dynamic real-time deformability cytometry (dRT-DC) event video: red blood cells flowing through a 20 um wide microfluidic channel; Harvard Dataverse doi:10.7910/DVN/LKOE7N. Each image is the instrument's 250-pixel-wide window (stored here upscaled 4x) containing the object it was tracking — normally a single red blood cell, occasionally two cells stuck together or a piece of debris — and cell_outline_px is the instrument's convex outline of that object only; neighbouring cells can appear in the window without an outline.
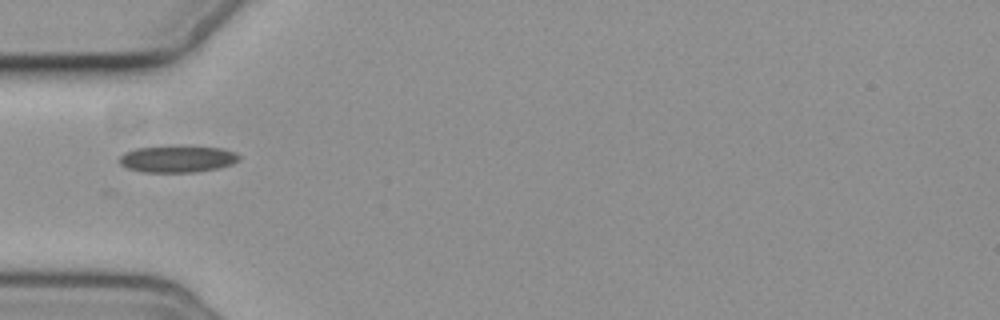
{"species": "common noctule bat (a hibernating species)", "species_latin": "Nyctalus noctula", "temperature_condition": "cold", "stored_images_in_passage": 6, "camera_frame_rate_fps": 3000, "um_per_image_px": 0.085, "animal": {"sex": "female", "body_mass_g": 19.3, "forearm_length_mm": 54.1}, "frame": {"image": 1, "passage_image": 1, "time_ms": 0.0, "image_size_px": [1000, 320], "cell_outline_px": [[240, 160], [232, 164], [216, 168], [192, 172], [144, 172], [128, 168], [120, 164], [120, 156], [124, 152], [136, 148], [184, 144], [224, 148], [236, 152], [240, 156]], "centroid_in_image_um": [15.12, 13.47], "position_along_channel_um": 69.9, "area_um2": 19.19}}
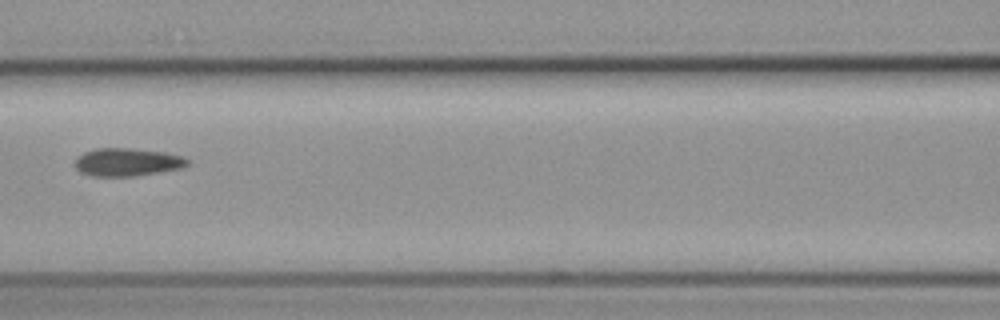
{"frame": {"image": 2, "passage_image": 3, "time_ms": 2.333, "image_size_px": [1000, 320], "cell_outline_px": [[188, 164], [180, 168], [132, 176], [92, 176], [80, 172], [76, 168], [76, 160], [84, 152], [96, 148], [128, 148], [164, 152], [180, 156], [188, 160]], "centroid_in_image_um": [10.77, 13.77], "position_along_channel_um": 155.8, "area_um2": 17.92}}
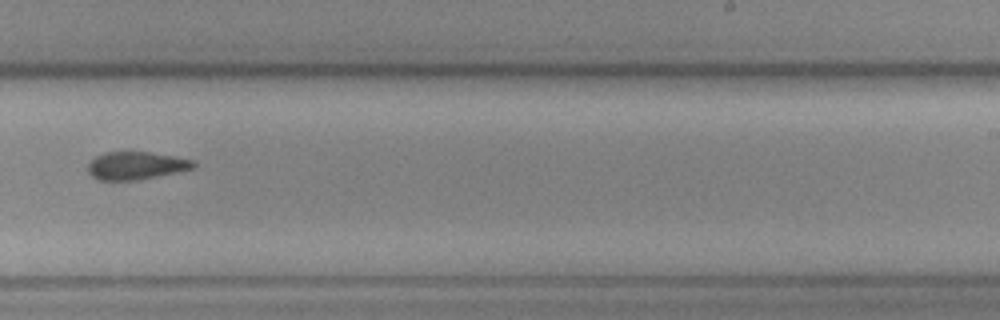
{"frame": {"image": 3, "passage_image": 6, "time_ms": 5.667, "image_size_px": [1000, 320], "cell_outline_px": [[196, 168], [136, 180], [100, 180], [92, 176], [88, 172], [88, 164], [96, 156], [104, 152], [148, 152], [176, 156], [196, 160]], "centroid_in_image_um": [11.6, 14.07], "position_along_channel_um": 277.4, "area_um2": 17.11}}